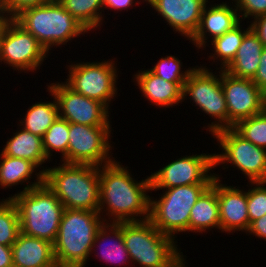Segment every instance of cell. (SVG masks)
Listing matches in <instances>:
<instances>
[{
  "label": "cell",
  "mask_w": 266,
  "mask_h": 267,
  "mask_svg": "<svg viewBox=\"0 0 266 267\" xmlns=\"http://www.w3.org/2000/svg\"><path fill=\"white\" fill-rule=\"evenodd\" d=\"M119 163L113 159L112 162L103 164L99 168V214L103 207L107 206L108 216H113L112 223L149 219L151 198L146 195V191L151 190L150 177L137 182L133 180L129 170ZM137 216H140L141 220L136 218Z\"/></svg>",
  "instance_id": "6da1fadb"
},
{
  "label": "cell",
  "mask_w": 266,
  "mask_h": 267,
  "mask_svg": "<svg viewBox=\"0 0 266 267\" xmlns=\"http://www.w3.org/2000/svg\"><path fill=\"white\" fill-rule=\"evenodd\" d=\"M36 175V182L9 199L17 208L20 232L54 244L65 207L45 185L44 169Z\"/></svg>",
  "instance_id": "7a4b0ae2"
},
{
  "label": "cell",
  "mask_w": 266,
  "mask_h": 267,
  "mask_svg": "<svg viewBox=\"0 0 266 267\" xmlns=\"http://www.w3.org/2000/svg\"><path fill=\"white\" fill-rule=\"evenodd\" d=\"M44 183L65 208L98 212L99 167L67 164L44 170Z\"/></svg>",
  "instance_id": "3957f363"
},
{
  "label": "cell",
  "mask_w": 266,
  "mask_h": 267,
  "mask_svg": "<svg viewBox=\"0 0 266 267\" xmlns=\"http://www.w3.org/2000/svg\"><path fill=\"white\" fill-rule=\"evenodd\" d=\"M99 212L65 208L54 242L58 267H84L92 252L97 230L106 221ZM102 221V222H101ZM104 221V222H103Z\"/></svg>",
  "instance_id": "277c9868"
},
{
  "label": "cell",
  "mask_w": 266,
  "mask_h": 267,
  "mask_svg": "<svg viewBox=\"0 0 266 267\" xmlns=\"http://www.w3.org/2000/svg\"><path fill=\"white\" fill-rule=\"evenodd\" d=\"M122 233L130 261L140 267H177L184 261L175 237L158 231L149 219L122 222Z\"/></svg>",
  "instance_id": "5b68a950"
},
{
  "label": "cell",
  "mask_w": 266,
  "mask_h": 267,
  "mask_svg": "<svg viewBox=\"0 0 266 267\" xmlns=\"http://www.w3.org/2000/svg\"><path fill=\"white\" fill-rule=\"evenodd\" d=\"M14 20L31 33L47 53L51 46L62 45L88 32L57 0L27 8Z\"/></svg>",
  "instance_id": "8992f818"
},
{
  "label": "cell",
  "mask_w": 266,
  "mask_h": 267,
  "mask_svg": "<svg viewBox=\"0 0 266 267\" xmlns=\"http://www.w3.org/2000/svg\"><path fill=\"white\" fill-rule=\"evenodd\" d=\"M211 184H193L166 189L158 201L150 200L149 220L161 233L173 237L189 231L192 207Z\"/></svg>",
  "instance_id": "52a82bcc"
},
{
  "label": "cell",
  "mask_w": 266,
  "mask_h": 267,
  "mask_svg": "<svg viewBox=\"0 0 266 267\" xmlns=\"http://www.w3.org/2000/svg\"><path fill=\"white\" fill-rule=\"evenodd\" d=\"M219 73L220 78H217L218 75H214L207 68L195 67L184 83L182 92L183 100H185V96L189 95L202 111L217 119L218 122H212L208 126L212 135L219 130L228 128V110L221 86V70Z\"/></svg>",
  "instance_id": "ba28073f"
},
{
  "label": "cell",
  "mask_w": 266,
  "mask_h": 267,
  "mask_svg": "<svg viewBox=\"0 0 266 267\" xmlns=\"http://www.w3.org/2000/svg\"><path fill=\"white\" fill-rule=\"evenodd\" d=\"M224 153L214 154V166L232 163L249 177V182H266V149L258 147L240 136L233 128L213 134Z\"/></svg>",
  "instance_id": "9c48e42d"
},
{
  "label": "cell",
  "mask_w": 266,
  "mask_h": 267,
  "mask_svg": "<svg viewBox=\"0 0 266 267\" xmlns=\"http://www.w3.org/2000/svg\"><path fill=\"white\" fill-rule=\"evenodd\" d=\"M114 64L112 61L72 64L65 84L76 93L109 107V101L117 93Z\"/></svg>",
  "instance_id": "30bf717a"
},
{
  "label": "cell",
  "mask_w": 266,
  "mask_h": 267,
  "mask_svg": "<svg viewBox=\"0 0 266 267\" xmlns=\"http://www.w3.org/2000/svg\"><path fill=\"white\" fill-rule=\"evenodd\" d=\"M48 53L37 39L14 19H9L0 34V62L19 70L33 71Z\"/></svg>",
  "instance_id": "8fae6325"
},
{
  "label": "cell",
  "mask_w": 266,
  "mask_h": 267,
  "mask_svg": "<svg viewBox=\"0 0 266 267\" xmlns=\"http://www.w3.org/2000/svg\"><path fill=\"white\" fill-rule=\"evenodd\" d=\"M110 128L69 123L67 164L100 167L102 163L105 165L112 162L109 156L112 147L108 141Z\"/></svg>",
  "instance_id": "7c38bea8"
},
{
  "label": "cell",
  "mask_w": 266,
  "mask_h": 267,
  "mask_svg": "<svg viewBox=\"0 0 266 267\" xmlns=\"http://www.w3.org/2000/svg\"><path fill=\"white\" fill-rule=\"evenodd\" d=\"M214 167V154L178 158L150 175L151 191L193 184H212L215 175L208 173Z\"/></svg>",
  "instance_id": "4fadbf2b"
},
{
  "label": "cell",
  "mask_w": 266,
  "mask_h": 267,
  "mask_svg": "<svg viewBox=\"0 0 266 267\" xmlns=\"http://www.w3.org/2000/svg\"><path fill=\"white\" fill-rule=\"evenodd\" d=\"M48 91L57 101L60 118L87 126H110L105 104L76 93L65 83H52Z\"/></svg>",
  "instance_id": "5bb4252c"
},
{
  "label": "cell",
  "mask_w": 266,
  "mask_h": 267,
  "mask_svg": "<svg viewBox=\"0 0 266 267\" xmlns=\"http://www.w3.org/2000/svg\"><path fill=\"white\" fill-rule=\"evenodd\" d=\"M221 86L228 110V128L240 120L261 113L266 108V95L248 78H237L221 69Z\"/></svg>",
  "instance_id": "9a60e30c"
},
{
  "label": "cell",
  "mask_w": 266,
  "mask_h": 267,
  "mask_svg": "<svg viewBox=\"0 0 266 267\" xmlns=\"http://www.w3.org/2000/svg\"><path fill=\"white\" fill-rule=\"evenodd\" d=\"M173 30L191 39L196 33L208 0H145Z\"/></svg>",
  "instance_id": "2e32d148"
},
{
  "label": "cell",
  "mask_w": 266,
  "mask_h": 267,
  "mask_svg": "<svg viewBox=\"0 0 266 267\" xmlns=\"http://www.w3.org/2000/svg\"><path fill=\"white\" fill-rule=\"evenodd\" d=\"M217 199L220 210V230L223 232L245 231L250 227L247 192L232 186L220 184L217 176Z\"/></svg>",
  "instance_id": "e0dca14e"
},
{
  "label": "cell",
  "mask_w": 266,
  "mask_h": 267,
  "mask_svg": "<svg viewBox=\"0 0 266 267\" xmlns=\"http://www.w3.org/2000/svg\"><path fill=\"white\" fill-rule=\"evenodd\" d=\"M236 7H230L227 3L211 5V8H206L202 11L199 27L190 39L198 48L205 47L206 34L209 32L212 39L222 36L229 30H232L240 23V15H238ZM203 46V47H202Z\"/></svg>",
  "instance_id": "ac0fdd59"
},
{
  "label": "cell",
  "mask_w": 266,
  "mask_h": 267,
  "mask_svg": "<svg viewBox=\"0 0 266 267\" xmlns=\"http://www.w3.org/2000/svg\"><path fill=\"white\" fill-rule=\"evenodd\" d=\"M11 247L13 267H58L49 241L20 232Z\"/></svg>",
  "instance_id": "d6986e66"
},
{
  "label": "cell",
  "mask_w": 266,
  "mask_h": 267,
  "mask_svg": "<svg viewBox=\"0 0 266 267\" xmlns=\"http://www.w3.org/2000/svg\"><path fill=\"white\" fill-rule=\"evenodd\" d=\"M137 84L144 97L154 105L169 107L183 101L184 83L168 82L150 70L135 75Z\"/></svg>",
  "instance_id": "ffe728a7"
},
{
  "label": "cell",
  "mask_w": 266,
  "mask_h": 267,
  "mask_svg": "<svg viewBox=\"0 0 266 267\" xmlns=\"http://www.w3.org/2000/svg\"><path fill=\"white\" fill-rule=\"evenodd\" d=\"M263 48V42L251 28L244 35L235 58L224 71L237 78L252 79L257 72Z\"/></svg>",
  "instance_id": "44dd1931"
},
{
  "label": "cell",
  "mask_w": 266,
  "mask_h": 267,
  "mask_svg": "<svg viewBox=\"0 0 266 267\" xmlns=\"http://www.w3.org/2000/svg\"><path fill=\"white\" fill-rule=\"evenodd\" d=\"M220 229V210L217 199V178L197 199L189 219V231L205 232L210 228Z\"/></svg>",
  "instance_id": "7402d4cb"
},
{
  "label": "cell",
  "mask_w": 266,
  "mask_h": 267,
  "mask_svg": "<svg viewBox=\"0 0 266 267\" xmlns=\"http://www.w3.org/2000/svg\"><path fill=\"white\" fill-rule=\"evenodd\" d=\"M1 153L6 156L28 160L37 167L47 161L42 138L24 128L8 140Z\"/></svg>",
  "instance_id": "603a6c76"
},
{
  "label": "cell",
  "mask_w": 266,
  "mask_h": 267,
  "mask_svg": "<svg viewBox=\"0 0 266 267\" xmlns=\"http://www.w3.org/2000/svg\"><path fill=\"white\" fill-rule=\"evenodd\" d=\"M107 230H109V232ZM110 233L113 234V236H109ZM109 237L111 239H113L115 237L114 238L115 241L112 240L114 243L110 242L111 245L109 244V246H108V244H106L105 247L103 245H99L100 247L103 246L102 247L103 249L101 251L102 256H103L102 257L103 260H106L107 262H109V261L114 262V263H117V262L124 263V262L130 261V256H129V253H128L126 246L124 244V240H123L122 222H118V223L106 222L105 225L103 223L102 226L97 230V233H96V236L94 239V244H93L92 248H94L96 246V243L100 244L99 241H101V239L105 240V238H106V240H107V238H109ZM106 243H108V242H106Z\"/></svg>",
  "instance_id": "cb8c5ba5"
},
{
  "label": "cell",
  "mask_w": 266,
  "mask_h": 267,
  "mask_svg": "<svg viewBox=\"0 0 266 267\" xmlns=\"http://www.w3.org/2000/svg\"><path fill=\"white\" fill-rule=\"evenodd\" d=\"M24 121H20L25 130L30 131L34 135L42 138L48 128L59 117L56 99L54 102H38L27 110ZM23 123V124H22Z\"/></svg>",
  "instance_id": "d4e9b609"
},
{
  "label": "cell",
  "mask_w": 266,
  "mask_h": 267,
  "mask_svg": "<svg viewBox=\"0 0 266 267\" xmlns=\"http://www.w3.org/2000/svg\"><path fill=\"white\" fill-rule=\"evenodd\" d=\"M87 30L98 26L102 19L103 0H57ZM100 13H99V12Z\"/></svg>",
  "instance_id": "484cf974"
},
{
  "label": "cell",
  "mask_w": 266,
  "mask_h": 267,
  "mask_svg": "<svg viewBox=\"0 0 266 267\" xmlns=\"http://www.w3.org/2000/svg\"><path fill=\"white\" fill-rule=\"evenodd\" d=\"M0 185L2 188L23 183L31 178L37 166L25 159L0 154Z\"/></svg>",
  "instance_id": "4316f807"
},
{
  "label": "cell",
  "mask_w": 266,
  "mask_h": 267,
  "mask_svg": "<svg viewBox=\"0 0 266 267\" xmlns=\"http://www.w3.org/2000/svg\"><path fill=\"white\" fill-rule=\"evenodd\" d=\"M240 23L235 26L232 30H229L222 36L216 37L212 40L213 49L215 51L214 54L219 57L223 66L220 69H225L231 61L235 58L238 47L241 45L244 35L251 29V25L242 32Z\"/></svg>",
  "instance_id": "83f0119b"
},
{
  "label": "cell",
  "mask_w": 266,
  "mask_h": 267,
  "mask_svg": "<svg viewBox=\"0 0 266 267\" xmlns=\"http://www.w3.org/2000/svg\"><path fill=\"white\" fill-rule=\"evenodd\" d=\"M69 143V122L60 117L48 128L42 136V145L47 159L50 158L51 150L62 153L63 162L67 163V151Z\"/></svg>",
  "instance_id": "f1b7e54d"
},
{
  "label": "cell",
  "mask_w": 266,
  "mask_h": 267,
  "mask_svg": "<svg viewBox=\"0 0 266 267\" xmlns=\"http://www.w3.org/2000/svg\"><path fill=\"white\" fill-rule=\"evenodd\" d=\"M20 233L18 211L11 199L0 201V244L12 246Z\"/></svg>",
  "instance_id": "f546056e"
},
{
  "label": "cell",
  "mask_w": 266,
  "mask_h": 267,
  "mask_svg": "<svg viewBox=\"0 0 266 267\" xmlns=\"http://www.w3.org/2000/svg\"><path fill=\"white\" fill-rule=\"evenodd\" d=\"M233 129L244 139L266 149V108L259 114L240 120Z\"/></svg>",
  "instance_id": "4dcf8cb0"
},
{
  "label": "cell",
  "mask_w": 266,
  "mask_h": 267,
  "mask_svg": "<svg viewBox=\"0 0 266 267\" xmlns=\"http://www.w3.org/2000/svg\"><path fill=\"white\" fill-rule=\"evenodd\" d=\"M180 61L181 60L178 58L170 55L166 58H161L160 61L149 70L168 82L185 83L194 67L182 73V62Z\"/></svg>",
  "instance_id": "1f68e13d"
},
{
  "label": "cell",
  "mask_w": 266,
  "mask_h": 267,
  "mask_svg": "<svg viewBox=\"0 0 266 267\" xmlns=\"http://www.w3.org/2000/svg\"><path fill=\"white\" fill-rule=\"evenodd\" d=\"M256 186L247 192V207L250 224L266 214V182H251Z\"/></svg>",
  "instance_id": "d6a6232c"
},
{
  "label": "cell",
  "mask_w": 266,
  "mask_h": 267,
  "mask_svg": "<svg viewBox=\"0 0 266 267\" xmlns=\"http://www.w3.org/2000/svg\"><path fill=\"white\" fill-rule=\"evenodd\" d=\"M236 2V9L241 13V19L254 16L256 19L259 16L266 14V0H233ZM243 12V13H242Z\"/></svg>",
  "instance_id": "836d02e7"
},
{
  "label": "cell",
  "mask_w": 266,
  "mask_h": 267,
  "mask_svg": "<svg viewBox=\"0 0 266 267\" xmlns=\"http://www.w3.org/2000/svg\"><path fill=\"white\" fill-rule=\"evenodd\" d=\"M55 0H3L6 16L14 19L23 10L31 7L45 5ZM11 15V16H10Z\"/></svg>",
  "instance_id": "e575fe53"
},
{
  "label": "cell",
  "mask_w": 266,
  "mask_h": 267,
  "mask_svg": "<svg viewBox=\"0 0 266 267\" xmlns=\"http://www.w3.org/2000/svg\"><path fill=\"white\" fill-rule=\"evenodd\" d=\"M252 81L266 95V46H264L260 57V63Z\"/></svg>",
  "instance_id": "d590c367"
},
{
  "label": "cell",
  "mask_w": 266,
  "mask_h": 267,
  "mask_svg": "<svg viewBox=\"0 0 266 267\" xmlns=\"http://www.w3.org/2000/svg\"><path fill=\"white\" fill-rule=\"evenodd\" d=\"M252 21L251 28L258 35L259 39L263 42V45L266 46V14L257 17Z\"/></svg>",
  "instance_id": "8d00e7d4"
},
{
  "label": "cell",
  "mask_w": 266,
  "mask_h": 267,
  "mask_svg": "<svg viewBox=\"0 0 266 267\" xmlns=\"http://www.w3.org/2000/svg\"><path fill=\"white\" fill-rule=\"evenodd\" d=\"M250 234H254V236L266 239V214L261 218L253 221L250 224L248 231Z\"/></svg>",
  "instance_id": "74e56055"
},
{
  "label": "cell",
  "mask_w": 266,
  "mask_h": 267,
  "mask_svg": "<svg viewBox=\"0 0 266 267\" xmlns=\"http://www.w3.org/2000/svg\"><path fill=\"white\" fill-rule=\"evenodd\" d=\"M0 267H13L11 246L0 244Z\"/></svg>",
  "instance_id": "f35d334b"
},
{
  "label": "cell",
  "mask_w": 266,
  "mask_h": 267,
  "mask_svg": "<svg viewBox=\"0 0 266 267\" xmlns=\"http://www.w3.org/2000/svg\"><path fill=\"white\" fill-rule=\"evenodd\" d=\"M135 0H103V7L110 9L113 8L114 10H120L124 8H128L133 6ZM145 1V0H144ZM133 3V4H132Z\"/></svg>",
  "instance_id": "ab89813d"
},
{
  "label": "cell",
  "mask_w": 266,
  "mask_h": 267,
  "mask_svg": "<svg viewBox=\"0 0 266 267\" xmlns=\"http://www.w3.org/2000/svg\"><path fill=\"white\" fill-rule=\"evenodd\" d=\"M5 9H4V4H3V0H0V21H8L9 18L8 16H4L5 14Z\"/></svg>",
  "instance_id": "60d3db41"
},
{
  "label": "cell",
  "mask_w": 266,
  "mask_h": 267,
  "mask_svg": "<svg viewBox=\"0 0 266 267\" xmlns=\"http://www.w3.org/2000/svg\"><path fill=\"white\" fill-rule=\"evenodd\" d=\"M7 21H0V34Z\"/></svg>",
  "instance_id": "b9f144b4"
},
{
  "label": "cell",
  "mask_w": 266,
  "mask_h": 267,
  "mask_svg": "<svg viewBox=\"0 0 266 267\" xmlns=\"http://www.w3.org/2000/svg\"><path fill=\"white\" fill-rule=\"evenodd\" d=\"M177 267H185V262L183 261L181 264H179Z\"/></svg>",
  "instance_id": "7bdbcfd3"
}]
</instances>
